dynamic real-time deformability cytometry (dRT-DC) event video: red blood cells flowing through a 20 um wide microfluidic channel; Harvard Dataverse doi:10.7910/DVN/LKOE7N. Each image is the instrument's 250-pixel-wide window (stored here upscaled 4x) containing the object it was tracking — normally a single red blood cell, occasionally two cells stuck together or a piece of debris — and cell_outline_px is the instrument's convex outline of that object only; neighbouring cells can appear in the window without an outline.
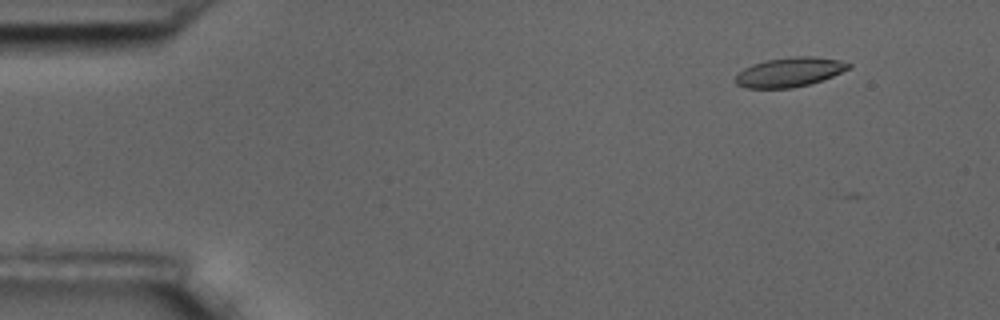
{"species": "common noctule bat (a hibernating species)", "species_latin": "Nyctalus noctula", "temperature_condition": "room temperature", "stored_images_in_passage": 4, "camera_frame_rate_fps": 3000, "um_per_image_px": 0.085, "animal": {"sex": "male", "body_mass_g": 17.5, "forearm_length_mm": 52.3}, "frame": {"image": 1, "passage_image": 2, "time_ms": 1.0, "image_size_px": [1000, 320], "cell_outline_px": [[852, 68], [832, 76], [808, 84], [792, 88], [748, 88], [736, 84], [736, 76], [744, 68], [752, 64], [764, 60], [792, 56], [812, 56], [840, 60], [852, 64]], "centroid_in_image_um": [67.13, 6.11], "position_along_channel_um": 17.9, "area_um2": 19.36}}